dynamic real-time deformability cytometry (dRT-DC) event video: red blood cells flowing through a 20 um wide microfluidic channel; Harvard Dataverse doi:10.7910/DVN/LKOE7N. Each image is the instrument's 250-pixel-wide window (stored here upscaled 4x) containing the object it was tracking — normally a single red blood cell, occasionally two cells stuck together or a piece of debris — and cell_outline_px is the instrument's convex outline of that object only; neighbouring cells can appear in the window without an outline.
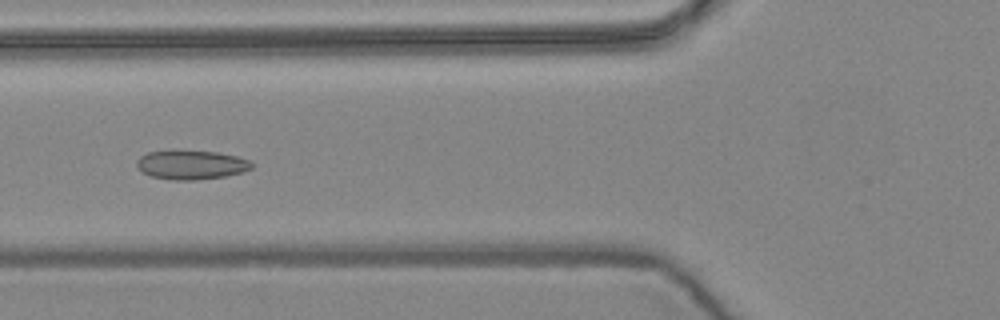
{"species": "common noctule bat (a hibernating species)", "species_latin": "Nyctalus noctula", "temperature_condition": "warm", "stored_images_in_passage": 8, "camera_frame_rate_fps": 3000, "um_per_image_px": 0.085, "animal": {"sex": "female", "body_mass_g": 24.6, "forearm_length_mm": 56.2}, "frame": {"image": 1, "passage_image": 6, "time_ms": 1.667, "image_size_px": [1000, 320], "cell_outline_px": [[252, 168], [244, 172], [224, 176], [196, 180], [172, 180], [152, 176], [144, 172], [136, 164], [136, 160], [140, 156], [148, 152], [216, 152], [236, 156], [252, 160]], "centroid_in_image_um": [16.31, 14.03], "position_along_channel_um": 109.5, "area_um2": 19.02}}
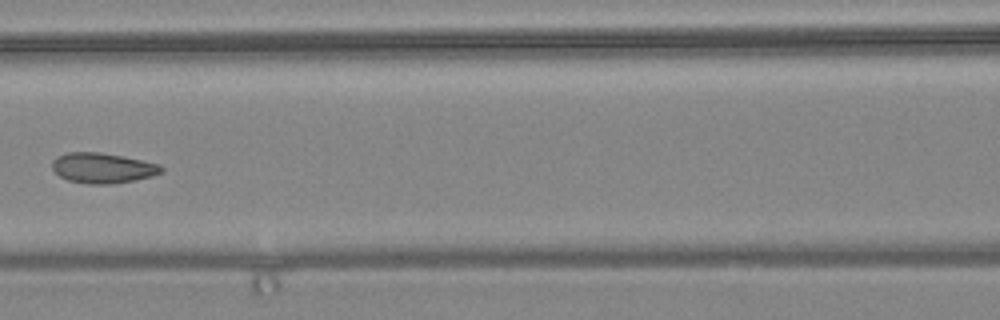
{"frame": {"image": 2, "passage_image": 7, "time_ms": 2.0, "image_size_px": [1000, 320], "cell_outline_px": [[164, 168], [160, 172], [152, 176], [136, 180], [112, 184], [88, 184], [68, 180], [60, 176], [52, 168], [52, 160], [56, 156], [68, 152], [100, 152], [124, 156], [160, 164]], "centroid_in_image_um": [8.72, 14.27], "position_along_channel_um": 157.9, "area_um2": 19.36}}
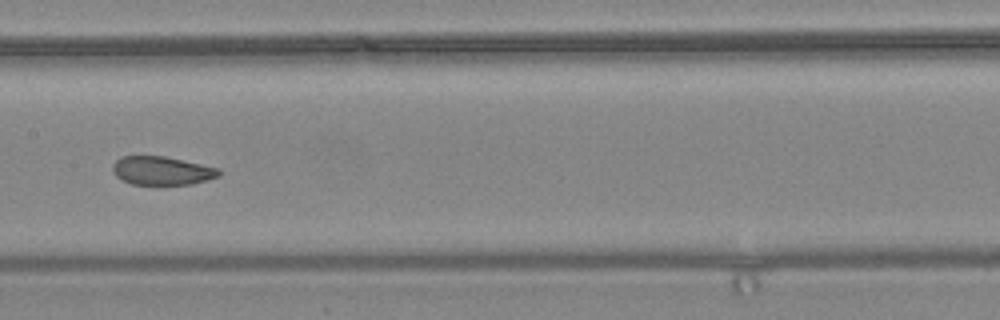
{"frame": {"image": 3, "passage_image": 8, "time_ms": 2.333, "image_size_px": [1000, 320], "cell_outline_px": [[220, 176], [192, 184], [132, 184], [116, 176], [112, 172], [112, 164], [120, 156], [164, 156], [220, 168]], "centroid_in_image_um": [13.75, 14.5], "position_along_channel_um": 193.6, "area_um2": 17.63}}